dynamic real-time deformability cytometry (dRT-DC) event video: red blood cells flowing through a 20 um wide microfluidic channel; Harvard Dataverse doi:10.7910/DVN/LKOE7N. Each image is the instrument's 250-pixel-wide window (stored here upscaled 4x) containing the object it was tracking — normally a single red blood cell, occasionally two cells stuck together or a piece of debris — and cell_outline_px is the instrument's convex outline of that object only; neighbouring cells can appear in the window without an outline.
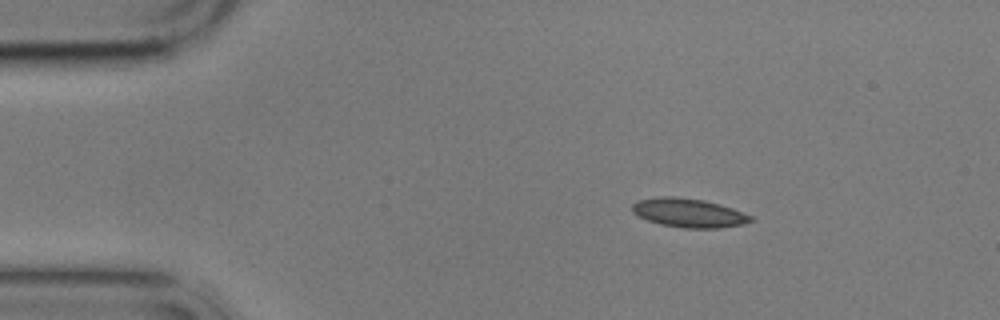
{"species": "common noctule bat (a hibernating species)", "species_latin": "Nyctalus noctula", "temperature_condition": "cold", "stored_images_in_passage": 3, "camera_frame_rate_fps": 3000, "um_per_image_px": 0.085, "animal": {"sex": "male", "body_mass_g": 17.9}, "frame": {"image": 1, "passage_image": 1, "time_ms": 0.0, "image_size_px": [1000, 320], "cell_outline_px": [[756, 220], [744, 224], [720, 228], [684, 228], [660, 224], [648, 220], [632, 212], [632, 204], [636, 200], [660, 196], [676, 196], [704, 200], [720, 204], [732, 208], [752, 216]], "centroid_in_image_um": [58.56, 18.09], "position_along_channel_um": 26.4, "area_um2": 20.11}}